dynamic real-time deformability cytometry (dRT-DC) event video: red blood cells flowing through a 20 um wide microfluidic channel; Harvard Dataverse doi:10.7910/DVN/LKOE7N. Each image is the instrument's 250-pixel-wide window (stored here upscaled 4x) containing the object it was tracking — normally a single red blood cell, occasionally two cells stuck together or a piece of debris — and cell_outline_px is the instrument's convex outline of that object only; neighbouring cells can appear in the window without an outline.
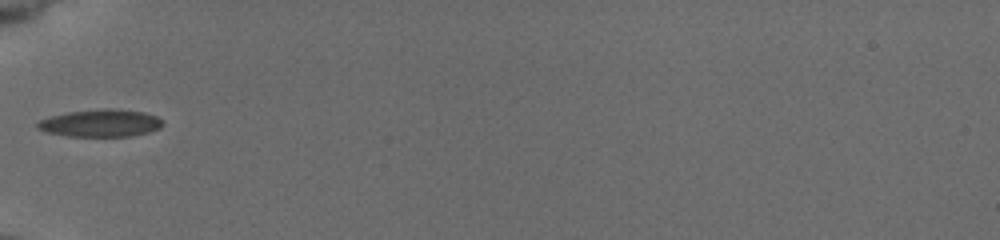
{"species": "common noctule bat (a hibernating species)", "species_latin": "Nyctalus noctula", "temperature_condition": "cold", "stored_images_in_passage": 12, "camera_frame_rate_fps": 3000, "um_per_image_px": 0.085, "animal": {"sex": "female", "body_mass_g": 19.5, "forearm_length_mm": 54.1}, "frame": {"image": 1, "passage_image": 1, "time_ms": 0.0, "image_size_px": [1000, 240], "cell_outline_px": [[164, 124], [160, 128], [148, 132], [128, 136], [68, 136], [48, 132], [36, 128], [36, 124], [40, 120], [52, 116], [68, 112], [104, 108], [108, 108], [144, 112], [156, 116], [164, 120]], "centroid_in_image_um": [8.58, 10.46], "position_along_channel_um": 76.4, "area_um2": 19.88}}
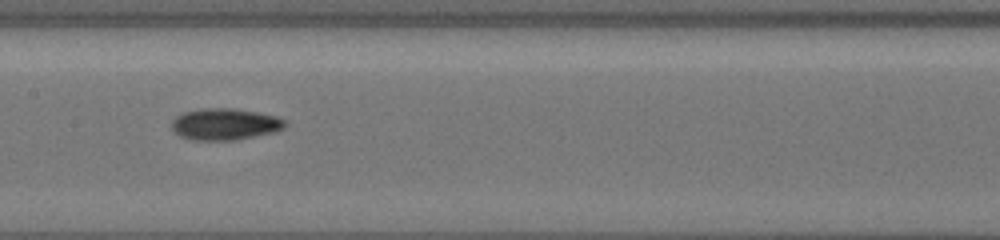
{"frame": {"image": 2, "passage_image": 7, "time_ms": 3.0, "image_size_px": [1000, 240], "cell_outline_px": [[284, 128], [272, 132], [236, 140], [192, 140], [180, 136], [172, 128], [172, 120], [176, 116], [184, 112], [204, 108], [232, 108], [256, 112], [276, 116], [284, 120]], "centroid_in_image_um": [19.08, 10.55], "position_along_channel_um": 188.3, "area_um2": 20.63}}
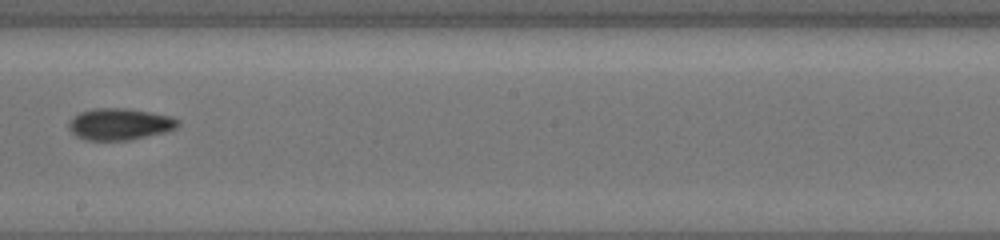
{"frame": {"image": 3, "passage_image": 10, "time_ms": 4.333, "image_size_px": [1000, 240], "cell_outline_px": [[180, 124], [176, 128], [164, 132], [128, 140], [88, 140], [76, 136], [68, 128], [68, 120], [72, 116], [80, 112], [92, 108], [128, 108], [172, 116], [180, 120]], "centroid_in_image_um": [10.15, 10.53], "position_along_channel_um": 238.0, "area_um2": 20.29}}